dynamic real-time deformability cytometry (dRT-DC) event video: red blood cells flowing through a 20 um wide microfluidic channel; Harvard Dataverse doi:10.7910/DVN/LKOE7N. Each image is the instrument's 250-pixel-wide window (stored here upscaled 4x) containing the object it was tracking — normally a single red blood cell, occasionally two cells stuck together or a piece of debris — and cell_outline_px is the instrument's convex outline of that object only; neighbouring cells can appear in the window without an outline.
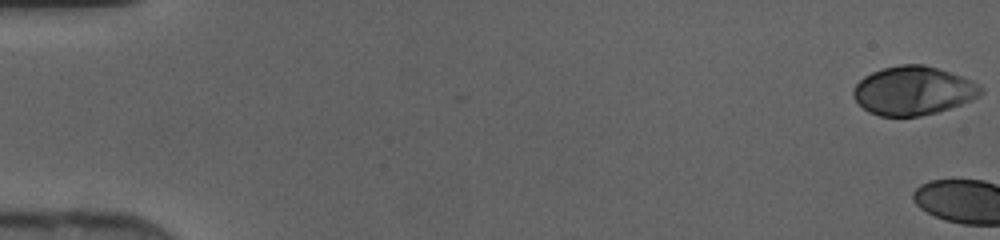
{"species": "human", "species_latin": "Homo sapiens", "temperature_condition": "cold", "stored_images_in_passage": 5, "camera_frame_rate_fps": 3000, "um_per_image_px": 0.085, "donor": {"sex": "female"}, "frame": {"image": 1, "passage_image": 1, "time_ms": 0.0, "image_size_px": [1000, 240], "cell_outline_px": [[984, 92], [972, 100], [936, 112], [920, 116], [880, 116], [868, 112], [856, 100], [852, 92], [856, 84], [864, 76], [872, 72], [884, 68], [900, 64], [924, 64], [972, 80], [984, 88]], "centroid_in_image_um": [77.63, 7.71], "position_along_channel_um": 7.4, "area_um2": 35.95}}